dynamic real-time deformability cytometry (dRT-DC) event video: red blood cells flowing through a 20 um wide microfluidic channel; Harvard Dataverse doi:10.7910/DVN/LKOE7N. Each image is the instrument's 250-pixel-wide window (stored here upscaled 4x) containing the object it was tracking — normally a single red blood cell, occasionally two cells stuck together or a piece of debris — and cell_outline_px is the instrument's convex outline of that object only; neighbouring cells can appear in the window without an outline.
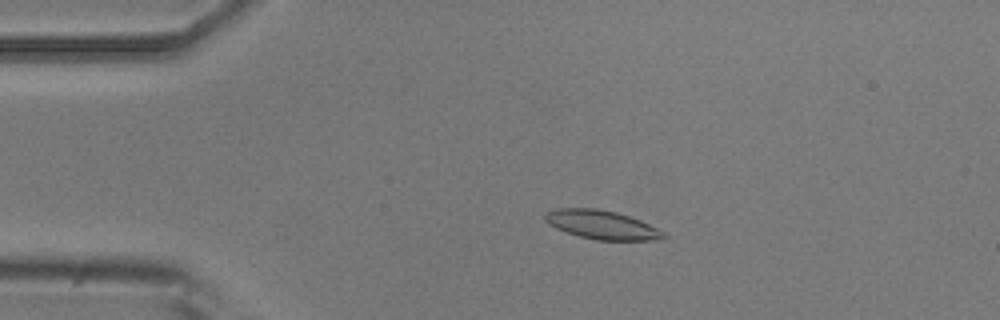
{"species": "common noctule bat (a hibernating species)", "species_latin": "Nyctalus noctula", "temperature_condition": "room temperature", "stored_images_in_passage": 6, "camera_frame_rate_fps": 3000, "um_per_image_px": 0.085, "animal": {"sex": "male", "body_mass_g": 20.5, "forearm_length_mm": 52.5}, "frame": {"image": 1, "passage_image": 3, "time_ms": 3.333, "image_size_px": [1000, 320], "cell_outline_px": [[668, 236], [664, 240], [596, 240], [580, 236], [556, 228], [548, 224], [544, 220], [544, 212], [556, 208], [596, 208], [616, 212], [640, 220], [664, 232]], "centroid_in_image_um": [51.15, 19.1], "position_along_channel_um": 33.9, "area_um2": 19.94}}
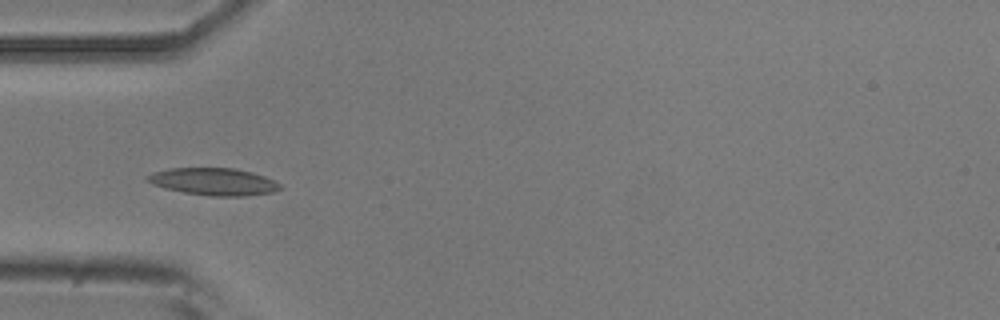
{"frame": {"image": 2, "passage_image": 5, "time_ms": 5.333, "image_size_px": [1000, 320], "cell_outline_px": [[284, 188], [272, 192], [248, 196], [208, 196], [184, 192], [164, 188], [152, 184], [144, 180], [144, 176], [152, 172], [168, 168], [232, 168], [252, 172], [264, 176], [280, 184]], "centroid_in_image_um": [18.12, 15.44], "position_along_channel_um": 66.9, "area_um2": 21.27}}